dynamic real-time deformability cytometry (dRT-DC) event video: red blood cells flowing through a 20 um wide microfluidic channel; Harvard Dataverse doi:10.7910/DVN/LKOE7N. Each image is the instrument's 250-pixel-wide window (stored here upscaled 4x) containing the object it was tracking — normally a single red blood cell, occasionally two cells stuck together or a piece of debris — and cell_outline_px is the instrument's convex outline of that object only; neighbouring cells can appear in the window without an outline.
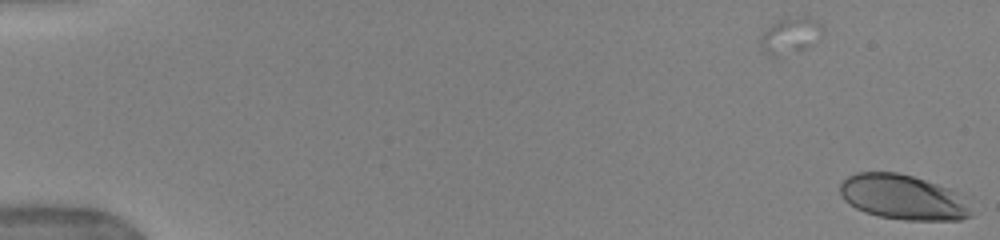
{"species": "human", "species_latin": "Homo sapiens", "temperature_condition": "warm", "stored_images_in_passage": 17, "camera_frame_rate_fps": 3000, "um_per_image_px": 0.085, "donor": {"sex": "female"}, "frame": {"image": 1, "passage_image": 1, "time_ms": 0.0, "image_size_px": [1000, 240], "cell_outline_px": [[972, 216], [960, 220], [904, 220], [880, 216], [864, 212], [856, 208], [844, 200], [840, 196], [840, 184], [848, 176], [856, 172], [896, 172], [912, 176], [972, 196]], "centroid_in_image_um": [76.86, 16.77], "position_along_channel_um": 8.1, "area_um2": 35.08}}